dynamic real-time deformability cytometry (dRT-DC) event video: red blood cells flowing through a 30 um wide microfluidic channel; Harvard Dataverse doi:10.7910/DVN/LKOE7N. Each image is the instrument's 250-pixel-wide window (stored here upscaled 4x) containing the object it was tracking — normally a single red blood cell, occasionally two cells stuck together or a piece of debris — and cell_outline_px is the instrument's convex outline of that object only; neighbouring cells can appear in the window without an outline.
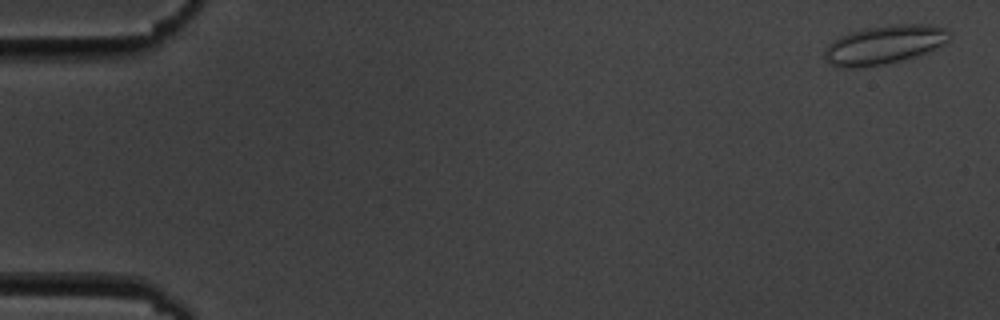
{"species": "common noctule bat (a hibernating species)", "species_latin": "Nyctalus noctula", "temperature_condition": "cold", "stored_images_in_passage": 5, "camera_frame_rate_fps": 3000, "um_per_image_px": 0.085, "animal": {"sex": "male", "body_mass_g": 19.5, "forearm_length_mm": 54.6}, "frame": {"image": 1, "passage_image": 1, "time_ms": 0.0, "image_size_px": [1000, 320], "cell_outline_px": [[952, 40], [928, 52], [904, 60], [884, 64], [860, 68], [840, 68], [828, 64], [824, 56], [824, 52], [828, 44], [832, 40], [848, 32], [868, 28], [900, 24], [928, 24], [944, 28], [948, 32]], "centroid_in_image_um": [75.14, 3.82], "position_along_channel_um": 9.9, "area_um2": 28.5}}
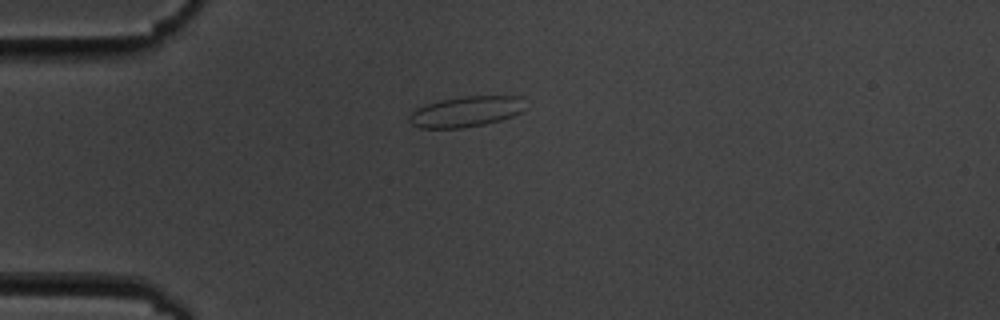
{"frame": {"image": 2, "passage_image": 5, "time_ms": 4.333, "image_size_px": [1000, 320], "cell_outline_px": [[524, 108], [520, 112], [512, 116], [500, 120], [484, 124], [460, 128], [420, 128], [412, 124], [408, 120], [408, 116], [416, 108], [440, 100], [460, 96], [520, 96]], "centroid_in_image_um": [39.57, 9.48], "position_along_channel_um": 45.4, "area_um2": 20.52}}